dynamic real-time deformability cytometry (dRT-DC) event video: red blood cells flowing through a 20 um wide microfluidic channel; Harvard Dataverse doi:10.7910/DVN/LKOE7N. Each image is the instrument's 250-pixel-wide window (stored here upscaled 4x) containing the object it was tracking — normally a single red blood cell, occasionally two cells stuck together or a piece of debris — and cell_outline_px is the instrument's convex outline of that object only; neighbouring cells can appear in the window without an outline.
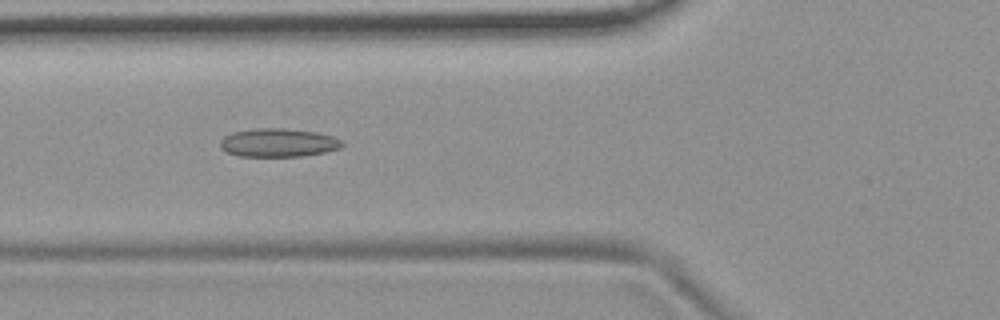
{"species": "common noctule bat (a hibernating species)", "species_latin": "Nyctalus noctula", "temperature_condition": "room temperature", "stored_images_in_passage": 9, "camera_frame_rate_fps": 3000, "um_per_image_px": 0.085, "animal": {"sex": "female", "body_mass_g": 19.9}, "frame": {"image": 1, "passage_image": 6, "time_ms": 5.667, "image_size_px": [1000, 320], "cell_outline_px": [[344, 144], [340, 148], [324, 152], [304, 156], [240, 156], [224, 152], [220, 148], [220, 140], [224, 136], [232, 132], [256, 128], [284, 128], [316, 132], [332, 136], [340, 140]], "centroid_in_image_um": [23.61, 12.13], "position_along_channel_um": 102.2, "area_um2": 20.29}}
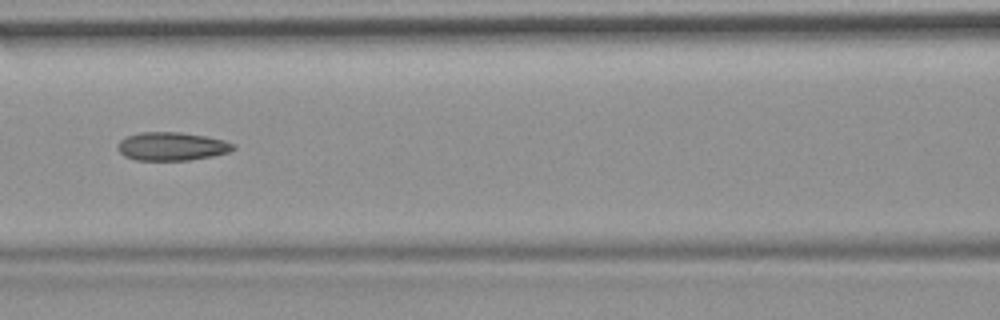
{"frame": {"image": 2, "passage_image": 7, "time_ms": 7.0, "image_size_px": [1000, 320], "cell_outline_px": [[236, 148], [228, 152], [212, 156], [188, 160], [136, 160], [124, 156], [120, 152], [120, 140], [128, 136], [140, 132], [180, 132], [204, 136], [224, 140], [236, 144]], "centroid_in_image_um": [14.64, 12.44], "position_along_channel_um": 152.0, "area_um2": 18.9}}